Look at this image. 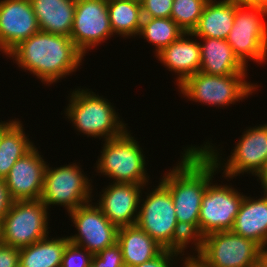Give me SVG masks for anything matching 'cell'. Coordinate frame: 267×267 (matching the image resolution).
<instances>
[{"instance_id":"f546056e","label":"cell","mask_w":267,"mask_h":267,"mask_svg":"<svg viewBox=\"0 0 267 267\" xmlns=\"http://www.w3.org/2000/svg\"><path fill=\"white\" fill-rule=\"evenodd\" d=\"M93 267H125L120 245L116 242L97 254H93Z\"/></svg>"},{"instance_id":"1f68e13d","label":"cell","mask_w":267,"mask_h":267,"mask_svg":"<svg viewBox=\"0 0 267 267\" xmlns=\"http://www.w3.org/2000/svg\"><path fill=\"white\" fill-rule=\"evenodd\" d=\"M181 254L175 250L164 249L158 256L134 267H173L174 257L177 259Z\"/></svg>"},{"instance_id":"ba28073f","label":"cell","mask_w":267,"mask_h":267,"mask_svg":"<svg viewBox=\"0 0 267 267\" xmlns=\"http://www.w3.org/2000/svg\"><path fill=\"white\" fill-rule=\"evenodd\" d=\"M266 17L267 10L264 8L236 7L234 24L226 41L245 66L249 60L266 64L267 22L264 20Z\"/></svg>"},{"instance_id":"484cf974","label":"cell","mask_w":267,"mask_h":267,"mask_svg":"<svg viewBox=\"0 0 267 267\" xmlns=\"http://www.w3.org/2000/svg\"><path fill=\"white\" fill-rule=\"evenodd\" d=\"M107 7L113 35L138 36L143 19L140 0H107Z\"/></svg>"},{"instance_id":"d6a6232c","label":"cell","mask_w":267,"mask_h":267,"mask_svg":"<svg viewBox=\"0 0 267 267\" xmlns=\"http://www.w3.org/2000/svg\"><path fill=\"white\" fill-rule=\"evenodd\" d=\"M0 267H19V249L0 243Z\"/></svg>"},{"instance_id":"8992f818","label":"cell","mask_w":267,"mask_h":267,"mask_svg":"<svg viewBox=\"0 0 267 267\" xmlns=\"http://www.w3.org/2000/svg\"><path fill=\"white\" fill-rule=\"evenodd\" d=\"M247 74L209 75L197 72L178 88L190 101L225 107L248 98L258 88L257 83L245 81Z\"/></svg>"},{"instance_id":"5bb4252c","label":"cell","mask_w":267,"mask_h":267,"mask_svg":"<svg viewBox=\"0 0 267 267\" xmlns=\"http://www.w3.org/2000/svg\"><path fill=\"white\" fill-rule=\"evenodd\" d=\"M93 202L68 212L77 234L69 236V242L85 248L92 254L117 242L118 228L113 225Z\"/></svg>"},{"instance_id":"e575fe53","label":"cell","mask_w":267,"mask_h":267,"mask_svg":"<svg viewBox=\"0 0 267 267\" xmlns=\"http://www.w3.org/2000/svg\"><path fill=\"white\" fill-rule=\"evenodd\" d=\"M181 259V262L183 261L182 265L184 264L183 267H210L197 255H187L184 260L182 257Z\"/></svg>"},{"instance_id":"7c38bea8","label":"cell","mask_w":267,"mask_h":267,"mask_svg":"<svg viewBox=\"0 0 267 267\" xmlns=\"http://www.w3.org/2000/svg\"><path fill=\"white\" fill-rule=\"evenodd\" d=\"M229 185L212 183L207 185L199 214V240L219 231H231L243 193Z\"/></svg>"},{"instance_id":"d590c367","label":"cell","mask_w":267,"mask_h":267,"mask_svg":"<svg viewBox=\"0 0 267 267\" xmlns=\"http://www.w3.org/2000/svg\"><path fill=\"white\" fill-rule=\"evenodd\" d=\"M257 266L267 267V245L260 247Z\"/></svg>"},{"instance_id":"603a6c76","label":"cell","mask_w":267,"mask_h":267,"mask_svg":"<svg viewBox=\"0 0 267 267\" xmlns=\"http://www.w3.org/2000/svg\"><path fill=\"white\" fill-rule=\"evenodd\" d=\"M25 134L19 119L0 122V179H4L15 162L35 145Z\"/></svg>"},{"instance_id":"9a60e30c","label":"cell","mask_w":267,"mask_h":267,"mask_svg":"<svg viewBox=\"0 0 267 267\" xmlns=\"http://www.w3.org/2000/svg\"><path fill=\"white\" fill-rule=\"evenodd\" d=\"M30 0H0V51L7 55L20 42L39 32Z\"/></svg>"},{"instance_id":"e0dca14e","label":"cell","mask_w":267,"mask_h":267,"mask_svg":"<svg viewBox=\"0 0 267 267\" xmlns=\"http://www.w3.org/2000/svg\"><path fill=\"white\" fill-rule=\"evenodd\" d=\"M146 186L148 185L111 182L107 188L102 189L103 194L96 205L118 229L136 225L142 190Z\"/></svg>"},{"instance_id":"83f0119b","label":"cell","mask_w":267,"mask_h":267,"mask_svg":"<svg viewBox=\"0 0 267 267\" xmlns=\"http://www.w3.org/2000/svg\"><path fill=\"white\" fill-rule=\"evenodd\" d=\"M208 0H173L170 17L184 31L192 33L196 28Z\"/></svg>"},{"instance_id":"ffe728a7","label":"cell","mask_w":267,"mask_h":267,"mask_svg":"<svg viewBox=\"0 0 267 267\" xmlns=\"http://www.w3.org/2000/svg\"><path fill=\"white\" fill-rule=\"evenodd\" d=\"M263 192L259 199L244 195L231 230L261 247L267 245V191Z\"/></svg>"},{"instance_id":"4dcf8cb0","label":"cell","mask_w":267,"mask_h":267,"mask_svg":"<svg viewBox=\"0 0 267 267\" xmlns=\"http://www.w3.org/2000/svg\"><path fill=\"white\" fill-rule=\"evenodd\" d=\"M143 18H170L173 0H140Z\"/></svg>"},{"instance_id":"f1b7e54d","label":"cell","mask_w":267,"mask_h":267,"mask_svg":"<svg viewBox=\"0 0 267 267\" xmlns=\"http://www.w3.org/2000/svg\"><path fill=\"white\" fill-rule=\"evenodd\" d=\"M93 254L85 248L69 242L63 253L60 267H90Z\"/></svg>"},{"instance_id":"52a82bcc","label":"cell","mask_w":267,"mask_h":267,"mask_svg":"<svg viewBox=\"0 0 267 267\" xmlns=\"http://www.w3.org/2000/svg\"><path fill=\"white\" fill-rule=\"evenodd\" d=\"M48 215L40 199L13 201L0 223L1 243L21 249L48 237Z\"/></svg>"},{"instance_id":"8fae6325","label":"cell","mask_w":267,"mask_h":267,"mask_svg":"<svg viewBox=\"0 0 267 267\" xmlns=\"http://www.w3.org/2000/svg\"><path fill=\"white\" fill-rule=\"evenodd\" d=\"M79 166L76 163L56 168L46 166L40 200L48 210L50 205H60L70 212L92 201V182H89L92 179Z\"/></svg>"},{"instance_id":"2e32d148","label":"cell","mask_w":267,"mask_h":267,"mask_svg":"<svg viewBox=\"0 0 267 267\" xmlns=\"http://www.w3.org/2000/svg\"><path fill=\"white\" fill-rule=\"evenodd\" d=\"M46 166L35 146L15 162L3 179L13 201L41 198Z\"/></svg>"},{"instance_id":"836d02e7","label":"cell","mask_w":267,"mask_h":267,"mask_svg":"<svg viewBox=\"0 0 267 267\" xmlns=\"http://www.w3.org/2000/svg\"><path fill=\"white\" fill-rule=\"evenodd\" d=\"M13 203L4 180L0 179V223Z\"/></svg>"},{"instance_id":"f35d334b","label":"cell","mask_w":267,"mask_h":267,"mask_svg":"<svg viewBox=\"0 0 267 267\" xmlns=\"http://www.w3.org/2000/svg\"><path fill=\"white\" fill-rule=\"evenodd\" d=\"M254 6L267 10V0H254Z\"/></svg>"},{"instance_id":"277c9868","label":"cell","mask_w":267,"mask_h":267,"mask_svg":"<svg viewBox=\"0 0 267 267\" xmlns=\"http://www.w3.org/2000/svg\"><path fill=\"white\" fill-rule=\"evenodd\" d=\"M89 90H73L65 109L66 118L78 132L87 137H99L105 141L121 136L128 128L127 124L120 120L115 106L111 105L108 99Z\"/></svg>"},{"instance_id":"cb8c5ba5","label":"cell","mask_w":267,"mask_h":267,"mask_svg":"<svg viewBox=\"0 0 267 267\" xmlns=\"http://www.w3.org/2000/svg\"><path fill=\"white\" fill-rule=\"evenodd\" d=\"M235 12L236 6L228 2L208 0L193 36L226 40L234 24Z\"/></svg>"},{"instance_id":"d4e9b609","label":"cell","mask_w":267,"mask_h":267,"mask_svg":"<svg viewBox=\"0 0 267 267\" xmlns=\"http://www.w3.org/2000/svg\"><path fill=\"white\" fill-rule=\"evenodd\" d=\"M51 239V240H50ZM68 236L46 237L19 249V267H60Z\"/></svg>"},{"instance_id":"4316f807","label":"cell","mask_w":267,"mask_h":267,"mask_svg":"<svg viewBox=\"0 0 267 267\" xmlns=\"http://www.w3.org/2000/svg\"><path fill=\"white\" fill-rule=\"evenodd\" d=\"M184 31L170 18H143L139 36L144 37L148 43L156 46L157 55L173 41L177 40Z\"/></svg>"},{"instance_id":"6da1fadb","label":"cell","mask_w":267,"mask_h":267,"mask_svg":"<svg viewBox=\"0 0 267 267\" xmlns=\"http://www.w3.org/2000/svg\"><path fill=\"white\" fill-rule=\"evenodd\" d=\"M177 166L160 181L169 189L179 227L193 240L199 241V214L203 195L213 175L219 171L213 159L201 148L183 150ZM217 171V172H216Z\"/></svg>"},{"instance_id":"3957f363","label":"cell","mask_w":267,"mask_h":267,"mask_svg":"<svg viewBox=\"0 0 267 267\" xmlns=\"http://www.w3.org/2000/svg\"><path fill=\"white\" fill-rule=\"evenodd\" d=\"M149 193L145 192L146 199L140 198L136 225L164 249L186 255L184 250L190 242L193 244V240L178 225L169 189L160 181Z\"/></svg>"},{"instance_id":"5b68a950","label":"cell","mask_w":267,"mask_h":267,"mask_svg":"<svg viewBox=\"0 0 267 267\" xmlns=\"http://www.w3.org/2000/svg\"><path fill=\"white\" fill-rule=\"evenodd\" d=\"M96 170L114 183L148 184L145 154L128 129L119 137L104 141Z\"/></svg>"},{"instance_id":"ac0fdd59","label":"cell","mask_w":267,"mask_h":267,"mask_svg":"<svg viewBox=\"0 0 267 267\" xmlns=\"http://www.w3.org/2000/svg\"><path fill=\"white\" fill-rule=\"evenodd\" d=\"M191 36V37H189ZM188 37V38H187ZM192 33H184L156 56L167 70L178 74L176 78L179 87L186 79L199 72L201 65L200 44ZM192 38V39H190Z\"/></svg>"},{"instance_id":"30bf717a","label":"cell","mask_w":267,"mask_h":267,"mask_svg":"<svg viewBox=\"0 0 267 267\" xmlns=\"http://www.w3.org/2000/svg\"><path fill=\"white\" fill-rule=\"evenodd\" d=\"M240 140L232 150L229 159L221 163L217 147L209 141L200 147L213 159L218 168L224 172L222 177L234 178L239 174L252 173L256 177L262 171L267 160V123L250 127L244 131ZM208 144V145H207ZM211 144V145H210ZM220 156V157H219ZM222 165V166H221ZM224 167V168H223Z\"/></svg>"},{"instance_id":"d6986e66","label":"cell","mask_w":267,"mask_h":267,"mask_svg":"<svg viewBox=\"0 0 267 267\" xmlns=\"http://www.w3.org/2000/svg\"><path fill=\"white\" fill-rule=\"evenodd\" d=\"M200 41L201 65L199 72L220 76L247 74L248 67L238 59L226 40L201 38Z\"/></svg>"},{"instance_id":"7a4b0ae2","label":"cell","mask_w":267,"mask_h":267,"mask_svg":"<svg viewBox=\"0 0 267 267\" xmlns=\"http://www.w3.org/2000/svg\"><path fill=\"white\" fill-rule=\"evenodd\" d=\"M84 56L70 37L43 31L23 40L7 54L19 68L48 85L77 71Z\"/></svg>"},{"instance_id":"7402d4cb","label":"cell","mask_w":267,"mask_h":267,"mask_svg":"<svg viewBox=\"0 0 267 267\" xmlns=\"http://www.w3.org/2000/svg\"><path fill=\"white\" fill-rule=\"evenodd\" d=\"M125 267H134L158 256L164 248L137 225L118 229Z\"/></svg>"},{"instance_id":"8d00e7d4","label":"cell","mask_w":267,"mask_h":267,"mask_svg":"<svg viewBox=\"0 0 267 267\" xmlns=\"http://www.w3.org/2000/svg\"><path fill=\"white\" fill-rule=\"evenodd\" d=\"M258 179L257 180H260L261 182V187L267 191V160L265 162V165L262 169V171L259 173V175L257 176Z\"/></svg>"},{"instance_id":"9c48e42d","label":"cell","mask_w":267,"mask_h":267,"mask_svg":"<svg viewBox=\"0 0 267 267\" xmlns=\"http://www.w3.org/2000/svg\"><path fill=\"white\" fill-rule=\"evenodd\" d=\"M260 247L232 231H219L201 238L194 251L210 267H256Z\"/></svg>"},{"instance_id":"74e56055","label":"cell","mask_w":267,"mask_h":267,"mask_svg":"<svg viewBox=\"0 0 267 267\" xmlns=\"http://www.w3.org/2000/svg\"><path fill=\"white\" fill-rule=\"evenodd\" d=\"M228 2L236 7L254 6V0H221Z\"/></svg>"},{"instance_id":"44dd1931","label":"cell","mask_w":267,"mask_h":267,"mask_svg":"<svg viewBox=\"0 0 267 267\" xmlns=\"http://www.w3.org/2000/svg\"><path fill=\"white\" fill-rule=\"evenodd\" d=\"M40 31L70 37L76 0H30Z\"/></svg>"},{"instance_id":"4fadbf2b","label":"cell","mask_w":267,"mask_h":267,"mask_svg":"<svg viewBox=\"0 0 267 267\" xmlns=\"http://www.w3.org/2000/svg\"><path fill=\"white\" fill-rule=\"evenodd\" d=\"M113 37L107 0H76L70 38L76 47L86 52Z\"/></svg>"}]
</instances>
